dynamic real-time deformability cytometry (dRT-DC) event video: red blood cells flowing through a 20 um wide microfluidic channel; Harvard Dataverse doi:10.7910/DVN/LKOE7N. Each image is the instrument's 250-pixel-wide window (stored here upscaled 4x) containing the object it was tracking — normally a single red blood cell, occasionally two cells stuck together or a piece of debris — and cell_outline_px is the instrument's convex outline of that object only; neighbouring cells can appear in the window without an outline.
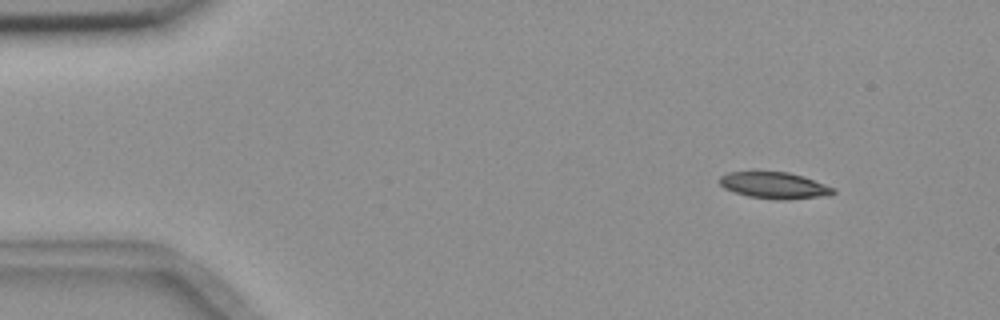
{"species": "common noctule bat (a hibernating species)", "species_latin": "Nyctalus noctula", "temperature_condition": "room temperature", "stored_images_in_passage": 6, "segment_of_instrument_passage": [1, 2], "camera_frame_rate_fps": 3000, "um_per_image_px": 0.085, "animal": {"sex": "female", "body_mass_g": 18.4}, "frame": {"image": 1, "passage_image": 2, "time_ms": 2.0, "image_size_px": [1000, 320], "cell_outline_px": [[836, 192], [820, 196], [784, 200], [780, 200], [748, 196], [724, 188], [720, 184], [720, 176], [728, 172], [788, 172], [804, 176], [836, 188]], "centroid_in_image_um": [65.83, 15.75], "position_along_channel_um": 19.2, "area_um2": 17.34}}